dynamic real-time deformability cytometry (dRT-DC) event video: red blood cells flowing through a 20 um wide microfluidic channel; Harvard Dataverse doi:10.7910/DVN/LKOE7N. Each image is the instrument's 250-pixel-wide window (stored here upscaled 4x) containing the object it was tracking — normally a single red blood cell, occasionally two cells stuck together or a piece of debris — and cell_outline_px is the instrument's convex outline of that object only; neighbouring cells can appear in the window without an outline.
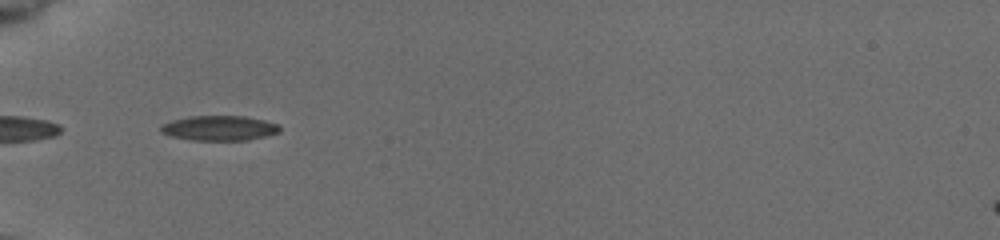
{"species": "common noctule bat (a hibernating species)", "species_latin": "Nyctalus noctula", "temperature_condition": "cold", "stored_images_in_passage": 36, "camera_frame_rate_fps": 3000, "um_per_image_px": 0.085, "animal": {"sex": "female", "body_mass_g": 19.5, "forearm_length_mm": 54.1}, "frame": {"image": 1, "passage_image": 1, "time_ms": 0.0, "image_size_px": [1000, 240], "cell_outline_px": [[280, 132], [248, 140], [192, 140], [172, 136], [160, 132], [160, 124], [172, 120], [188, 116], [244, 116], [264, 120], [280, 124]], "centroid_in_image_um": [18.63, 10.88], "position_along_channel_um": 66.4, "area_um2": 17.34}}
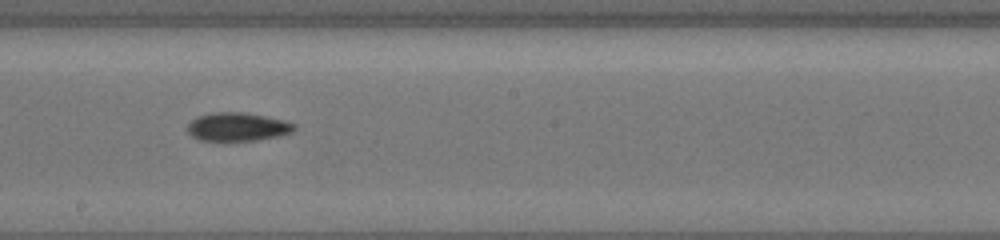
{"frame": {"image": 2, "passage_image": 14, "time_ms": 4.333, "image_size_px": [1000, 240], "cell_outline_px": [[296, 128], [288, 132], [276, 136], [256, 140], [200, 140], [192, 136], [188, 132], [188, 124], [196, 116], [212, 112], [244, 112], [264, 116], [296, 124]], "centroid_in_image_um": [20.13, 10.76], "position_along_channel_um": 228.1, "area_um2": 17.34}}
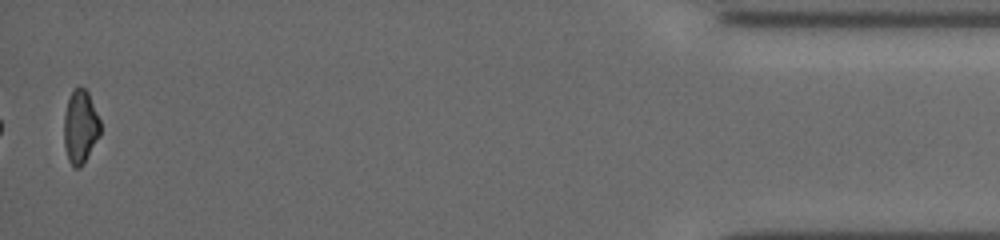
{"frame": {"image": 3, "passage_image": 35, "time_ms": 11.333, "image_size_px": [1000, 240], "cell_outline_px": [[100, 136], [84, 164], [80, 168], [72, 168], [68, 160], [64, 144], [64, 116], [68, 100], [72, 92], [76, 88], [84, 88], [88, 92], [100, 120]], "centroid_in_image_um": [6.83, 10.84], "position_along_channel_um": 428.4, "area_um2": 15.61}, "authors_computed_cell_mechanics": {"area_um2": 16.9354, "velocity_mm_per_s": 3.8807, "shape_relaxation_time_tau1_ms": 7.4958, "shape_relaxation_time_tau2_ms": null, "deformation_change_tau1": 0.1868, "deformation_change_tau2": null}}